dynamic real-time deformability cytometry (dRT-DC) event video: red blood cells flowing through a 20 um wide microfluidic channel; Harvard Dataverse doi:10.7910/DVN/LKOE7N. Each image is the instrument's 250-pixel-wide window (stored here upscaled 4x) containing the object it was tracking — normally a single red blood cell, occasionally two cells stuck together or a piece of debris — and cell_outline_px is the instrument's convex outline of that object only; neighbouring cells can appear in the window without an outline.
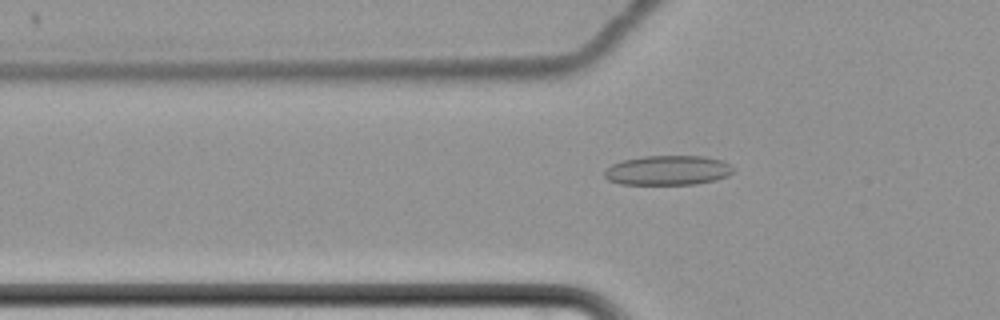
{"species": "common noctule bat (a hibernating species)", "species_latin": "Nyctalus noctula", "temperature_condition": "cold", "stored_images_in_passage": 63, "camera_frame_rate_fps": 3000, "um_per_image_px": 0.085, "animal": {"sex": "female", "body_mass_g": 22.7, "forearm_length_mm": 54.2}, "frame": {"image": 1, "passage_image": 24, "time_ms": 7.667, "image_size_px": [1000, 320], "cell_outline_px": [[732, 172], [728, 176], [716, 180], [696, 184], [620, 184], [608, 180], [604, 176], [604, 168], [612, 164], [624, 160], [644, 156], [704, 156], [724, 160], [732, 168]], "centroid_in_image_um": [56.75, 14.48], "position_along_channel_um": 69.1, "area_um2": 22.31}}
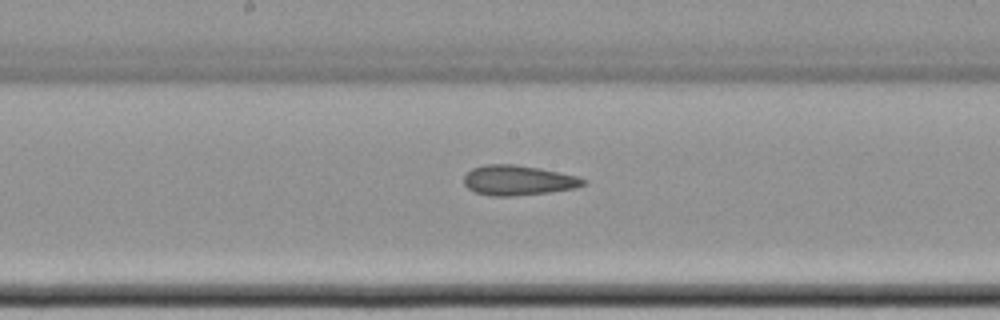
{"frame": {"image": 2, "passage_image": 36, "time_ms": 11.667, "image_size_px": [1000, 320], "cell_outline_px": [[588, 180], [584, 184], [576, 188], [548, 192], [516, 196], [492, 196], [476, 192], [468, 188], [464, 184], [464, 176], [472, 168], [484, 164], [512, 164], [540, 168], [580, 176]], "centroid_in_image_um": [44.06, 15.32], "position_along_channel_um": 204.1, "area_um2": 20.98}}
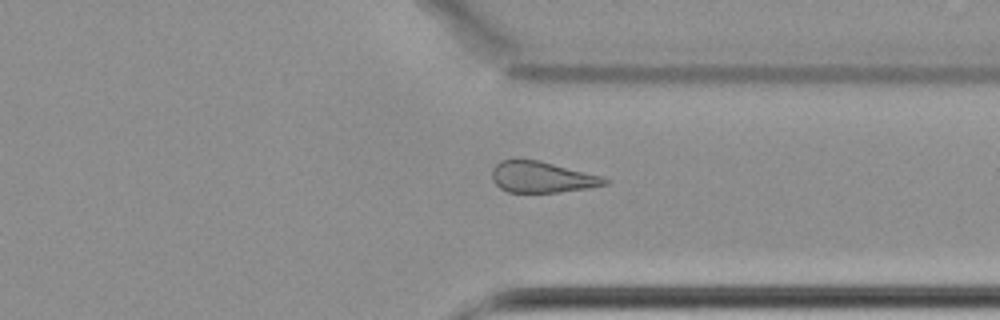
{"frame": {"image": 3, "passage_image": 50, "time_ms": 16.333, "image_size_px": [1000, 320], "cell_outline_px": [[612, 180], [608, 184], [588, 188], [560, 192], [508, 192], [500, 188], [492, 180], [492, 168], [500, 160], [512, 156], [540, 160], [600, 176]], "centroid_in_image_um": [46.01, 15.02], "position_along_channel_um": 365.4, "area_um2": 20.92}, "authors_computed_cell_mechanics": {"area_um2": 22.4264, "velocity_mm_per_s": 3.4384, "shape_relaxation_time_tau1_ms": null, "shape_relaxation_time_tau2_ms": 4.2129, "deformation_change_tau1": null, "deformation_change_tau2": 0.1286}}